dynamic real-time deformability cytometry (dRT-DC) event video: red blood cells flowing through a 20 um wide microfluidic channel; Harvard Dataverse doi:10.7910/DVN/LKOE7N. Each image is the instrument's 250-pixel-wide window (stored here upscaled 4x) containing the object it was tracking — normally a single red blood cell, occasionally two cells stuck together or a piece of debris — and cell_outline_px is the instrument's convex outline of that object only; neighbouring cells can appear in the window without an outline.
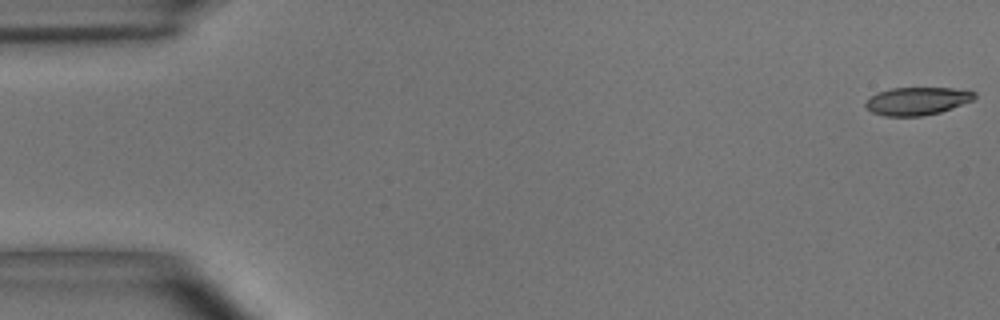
{"species": "common noctule bat (a hibernating species)", "species_latin": "Nyctalus noctula", "temperature_condition": "room temperature", "stored_images_in_passage": 54, "camera_frame_rate_fps": 3000, "um_per_image_px": 0.085, "animal": {"sex": "male", "body_mass_g": 15.6}, "frame": {"image": 1, "passage_image": 1, "time_ms": 0.0, "image_size_px": [1000, 320], "cell_outline_px": [[976, 96], [972, 100], [940, 112], [920, 116], [884, 116], [872, 112], [864, 104], [876, 92], [892, 88], [952, 88], [976, 92]], "centroid_in_image_um": [77.94, 8.58], "position_along_channel_um": 7.1, "area_um2": 17.46}}
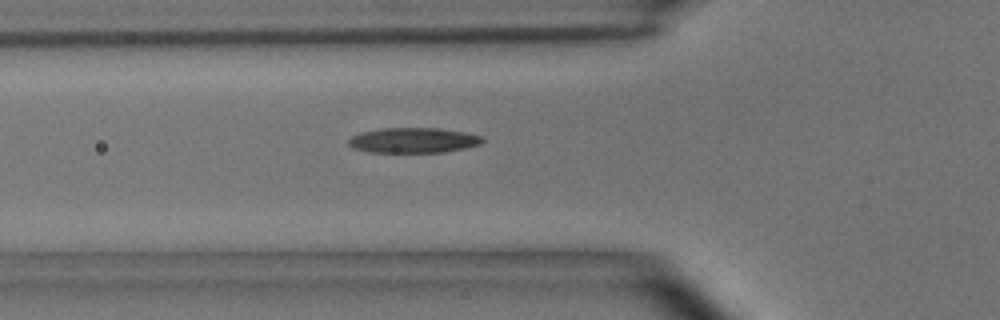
{"frame": {"image": 2, "passage_image": 19, "time_ms": 6.0, "image_size_px": [1000, 320], "cell_outline_px": [[484, 140], [480, 144], [464, 148], [444, 152], [368, 152], [352, 148], [348, 144], [348, 140], [352, 136], [360, 132], [380, 128], [440, 128], [464, 132], [484, 136]], "centroid_in_image_um": [35.12, 11.92], "position_along_channel_um": 90.7, "area_um2": 19.77}}
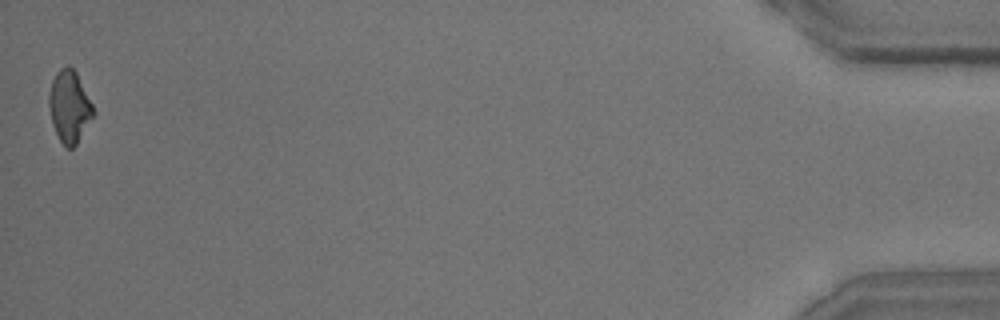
{"frame": {"image": 3, "passage_image": 54, "time_ms": 17.667, "image_size_px": [1000, 320], "cell_outline_px": [[96, 112], [76, 144], [72, 148], [68, 148], [60, 140], [52, 124], [48, 100], [48, 92], [52, 80], [56, 72], [60, 68], [68, 64], [76, 72]], "centroid_in_image_um": [5.89, 9.03], "position_along_channel_um": 429.3, "area_um2": 18.44}, "authors_computed_cell_mechanics": {"area_um2": 19.1607, "velocity_mm_per_s": 3.6856, "shape_relaxation_time_tau1_ms": 7.6875, "shape_relaxation_time_tau2_ms": 4.0744, "deformation_change_tau1": 0.2055, "deformation_change_tau2": 0.1265}}